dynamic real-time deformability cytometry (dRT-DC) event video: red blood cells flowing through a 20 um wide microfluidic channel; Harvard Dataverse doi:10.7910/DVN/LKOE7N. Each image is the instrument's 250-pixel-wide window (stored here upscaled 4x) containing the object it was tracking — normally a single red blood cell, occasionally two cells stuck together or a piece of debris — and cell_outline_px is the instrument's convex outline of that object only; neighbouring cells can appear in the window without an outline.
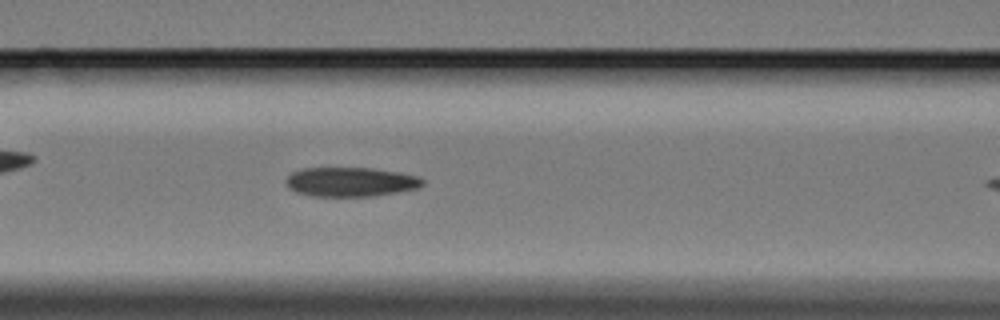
{"species": "Egyptian fruit bat (a non-hibernating species)", "species_latin": "Rousettus aegyptiacus", "temperature_condition": "cold", "stored_images_in_passage": 39, "camera_frame_rate_fps": 3000, "um_per_image_px": 0.085, "animal": {"sex": "female"}, "frame": {"image": 1, "passage_image": 13, "time_ms": 4.0, "image_size_px": [1000, 320], "cell_outline_px": [[424, 184], [416, 188], [396, 192], [372, 196], [312, 196], [296, 192], [288, 188], [284, 184], [284, 180], [292, 172], [304, 168], [372, 168], [420, 176], [424, 180]], "centroid_in_image_um": [29.76, 15.46], "position_along_channel_um": 136.8, "area_um2": 23.35}}
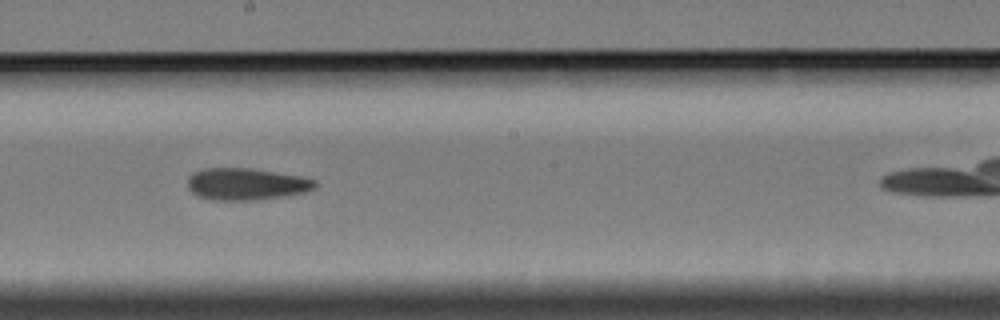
{"frame": {"image": 2, "passage_image": 21, "time_ms": 6.667, "image_size_px": [1000, 320], "cell_outline_px": [[316, 188], [304, 192], [284, 196], [256, 200], [216, 200], [196, 196], [188, 188], [188, 176], [204, 168], [252, 168], [300, 176], [316, 180]], "centroid_in_image_um": [20.93, 15.64], "position_along_channel_um": 227.3, "area_um2": 23.7}}
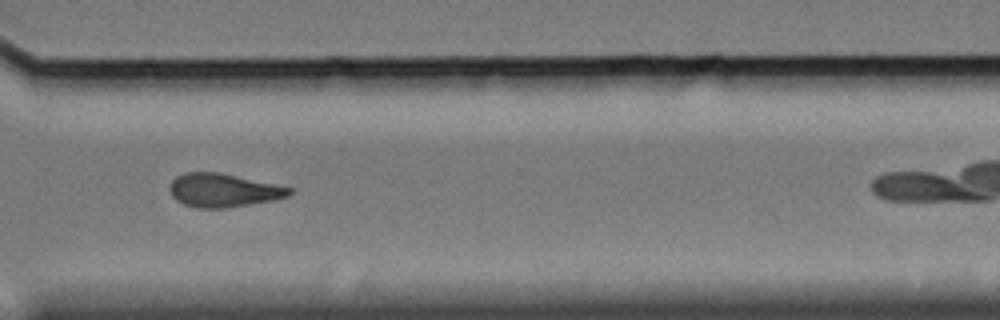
{"frame": {"image": 3, "passage_image": 32, "time_ms": 10.333, "image_size_px": [1000, 320], "cell_outline_px": [[292, 192], [288, 196], [276, 200], [228, 208], [196, 208], [184, 204], [176, 200], [172, 196], [168, 188], [172, 180], [176, 176], [184, 172], [216, 172], [236, 176], [292, 188]], "centroid_in_image_um": [18.95, 16.19], "position_along_channel_um": 351.7, "area_um2": 23.35}}